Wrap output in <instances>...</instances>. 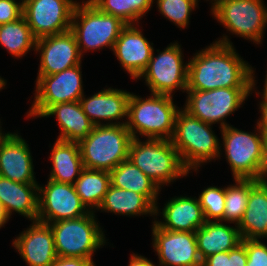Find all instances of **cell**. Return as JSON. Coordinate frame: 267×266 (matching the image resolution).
I'll use <instances>...</instances> for the list:
<instances>
[{
  "instance_id": "cell-1",
  "label": "cell",
  "mask_w": 267,
  "mask_h": 266,
  "mask_svg": "<svg viewBox=\"0 0 267 266\" xmlns=\"http://www.w3.org/2000/svg\"><path fill=\"white\" fill-rule=\"evenodd\" d=\"M229 34L188 57L187 90L252 87V66L238 53Z\"/></svg>"
},
{
  "instance_id": "cell-2",
  "label": "cell",
  "mask_w": 267,
  "mask_h": 266,
  "mask_svg": "<svg viewBox=\"0 0 267 266\" xmlns=\"http://www.w3.org/2000/svg\"><path fill=\"white\" fill-rule=\"evenodd\" d=\"M149 95L142 98L131 93L126 127L133 138L171 140L176 116L181 107L173 101L175 96L152 93Z\"/></svg>"
},
{
  "instance_id": "cell-3",
  "label": "cell",
  "mask_w": 267,
  "mask_h": 266,
  "mask_svg": "<svg viewBox=\"0 0 267 266\" xmlns=\"http://www.w3.org/2000/svg\"><path fill=\"white\" fill-rule=\"evenodd\" d=\"M213 128V125L191 116L181 106L171 142L188 171L198 174L202 166L218 160L221 139Z\"/></svg>"
},
{
  "instance_id": "cell-4",
  "label": "cell",
  "mask_w": 267,
  "mask_h": 266,
  "mask_svg": "<svg viewBox=\"0 0 267 266\" xmlns=\"http://www.w3.org/2000/svg\"><path fill=\"white\" fill-rule=\"evenodd\" d=\"M133 138L128 159L162 190L176 180L189 177L188 171L171 140Z\"/></svg>"
},
{
  "instance_id": "cell-5",
  "label": "cell",
  "mask_w": 267,
  "mask_h": 266,
  "mask_svg": "<svg viewBox=\"0 0 267 266\" xmlns=\"http://www.w3.org/2000/svg\"><path fill=\"white\" fill-rule=\"evenodd\" d=\"M126 25L120 18L101 12L89 0H80L72 14L70 31L74 34L80 54L84 57L87 52L106 48L112 51Z\"/></svg>"
},
{
  "instance_id": "cell-6",
  "label": "cell",
  "mask_w": 267,
  "mask_h": 266,
  "mask_svg": "<svg viewBox=\"0 0 267 266\" xmlns=\"http://www.w3.org/2000/svg\"><path fill=\"white\" fill-rule=\"evenodd\" d=\"M54 237L57 256L79 257L92 260L94 253L111 243L95 212L75 219L49 223Z\"/></svg>"
},
{
  "instance_id": "cell-7",
  "label": "cell",
  "mask_w": 267,
  "mask_h": 266,
  "mask_svg": "<svg viewBox=\"0 0 267 266\" xmlns=\"http://www.w3.org/2000/svg\"><path fill=\"white\" fill-rule=\"evenodd\" d=\"M132 140L126 125H95L78 142L84 168L110 172L128 159Z\"/></svg>"
},
{
  "instance_id": "cell-8",
  "label": "cell",
  "mask_w": 267,
  "mask_h": 266,
  "mask_svg": "<svg viewBox=\"0 0 267 266\" xmlns=\"http://www.w3.org/2000/svg\"><path fill=\"white\" fill-rule=\"evenodd\" d=\"M263 0H221L212 9V18L226 32L255 45H263L267 28V5Z\"/></svg>"
},
{
  "instance_id": "cell-9",
  "label": "cell",
  "mask_w": 267,
  "mask_h": 266,
  "mask_svg": "<svg viewBox=\"0 0 267 266\" xmlns=\"http://www.w3.org/2000/svg\"><path fill=\"white\" fill-rule=\"evenodd\" d=\"M251 90L252 87L186 90V101L182 108L205 123L219 124L218 128L221 130L231 125L226 119L243 107L245 101L253 95Z\"/></svg>"
},
{
  "instance_id": "cell-10",
  "label": "cell",
  "mask_w": 267,
  "mask_h": 266,
  "mask_svg": "<svg viewBox=\"0 0 267 266\" xmlns=\"http://www.w3.org/2000/svg\"><path fill=\"white\" fill-rule=\"evenodd\" d=\"M178 42H170L162 51L154 48L147 68L137 79L144 81L152 94H185L189 62H184V51Z\"/></svg>"
},
{
  "instance_id": "cell-11",
  "label": "cell",
  "mask_w": 267,
  "mask_h": 266,
  "mask_svg": "<svg viewBox=\"0 0 267 266\" xmlns=\"http://www.w3.org/2000/svg\"><path fill=\"white\" fill-rule=\"evenodd\" d=\"M233 126L228 125L220 130L222 141L218 159L225 156L233 179H254L261 161L265 136L257 125H254L255 130L252 132Z\"/></svg>"
},
{
  "instance_id": "cell-12",
  "label": "cell",
  "mask_w": 267,
  "mask_h": 266,
  "mask_svg": "<svg viewBox=\"0 0 267 266\" xmlns=\"http://www.w3.org/2000/svg\"><path fill=\"white\" fill-rule=\"evenodd\" d=\"M82 64L48 76H37L34 98L26 112V119L39 118L50 106L57 103L80 101L85 94Z\"/></svg>"
},
{
  "instance_id": "cell-13",
  "label": "cell",
  "mask_w": 267,
  "mask_h": 266,
  "mask_svg": "<svg viewBox=\"0 0 267 266\" xmlns=\"http://www.w3.org/2000/svg\"><path fill=\"white\" fill-rule=\"evenodd\" d=\"M89 213L76 193L74 184L58 183L51 179H47L45 185L38 184L37 221L49 224Z\"/></svg>"
},
{
  "instance_id": "cell-14",
  "label": "cell",
  "mask_w": 267,
  "mask_h": 266,
  "mask_svg": "<svg viewBox=\"0 0 267 266\" xmlns=\"http://www.w3.org/2000/svg\"><path fill=\"white\" fill-rule=\"evenodd\" d=\"M79 0H23V17L36 39L70 30Z\"/></svg>"
},
{
  "instance_id": "cell-15",
  "label": "cell",
  "mask_w": 267,
  "mask_h": 266,
  "mask_svg": "<svg viewBox=\"0 0 267 266\" xmlns=\"http://www.w3.org/2000/svg\"><path fill=\"white\" fill-rule=\"evenodd\" d=\"M152 248L159 266H202L195 232L168 231L151 225Z\"/></svg>"
},
{
  "instance_id": "cell-16",
  "label": "cell",
  "mask_w": 267,
  "mask_h": 266,
  "mask_svg": "<svg viewBox=\"0 0 267 266\" xmlns=\"http://www.w3.org/2000/svg\"><path fill=\"white\" fill-rule=\"evenodd\" d=\"M36 54L40 59L37 76L60 73L83 63L76 38L70 30L37 39Z\"/></svg>"
},
{
  "instance_id": "cell-17",
  "label": "cell",
  "mask_w": 267,
  "mask_h": 266,
  "mask_svg": "<svg viewBox=\"0 0 267 266\" xmlns=\"http://www.w3.org/2000/svg\"><path fill=\"white\" fill-rule=\"evenodd\" d=\"M140 24H127L114 43L112 52L118 63L135 80L145 71L153 52V42L144 36Z\"/></svg>"
},
{
  "instance_id": "cell-18",
  "label": "cell",
  "mask_w": 267,
  "mask_h": 266,
  "mask_svg": "<svg viewBox=\"0 0 267 266\" xmlns=\"http://www.w3.org/2000/svg\"><path fill=\"white\" fill-rule=\"evenodd\" d=\"M130 95L127 90L106 86L93 95L84 94L79 102L94 125H126Z\"/></svg>"
},
{
  "instance_id": "cell-19",
  "label": "cell",
  "mask_w": 267,
  "mask_h": 266,
  "mask_svg": "<svg viewBox=\"0 0 267 266\" xmlns=\"http://www.w3.org/2000/svg\"><path fill=\"white\" fill-rule=\"evenodd\" d=\"M18 235V236H17ZM11 241L12 247L28 266H50L57 254L49 224L31 221L29 227Z\"/></svg>"
},
{
  "instance_id": "cell-20",
  "label": "cell",
  "mask_w": 267,
  "mask_h": 266,
  "mask_svg": "<svg viewBox=\"0 0 267 266\" xmlns=\"http://www.w3.org/2000/svg\"><path fill=\"white\" fill-rule=\"evenodd\" d=\"M16 129L0 143V176L20 183H38L29 144Z\"/></svg>"
},
{
  "instance_id": "cell-21",
  "label": "cell",
  "mask_w": 267,
  "mask_h": 266,
  "mask_svg": "<svg viewBox=\"0 0 267 266\" xmlns=\"http://www.w3.org/2000/svg\"><path fill=\"white\" fill-rule=\"evenodd\" d=\"M169 199L164 203V207L160 208L158 204L155 206L154 222L160 228L168 231L196 232L206 222L196 196L175 195Z\"/></svg>"
},
{
  "instance_id": "cell-22",
  "label": "cell",
  "mask_w": 267,
  "mask_h": 266,
  "mask_svg": "<svg viewBox=\"0 0 267 266\" xmlns=\"http://www.w3.org/2000/svg\"><path fill=\"white\" fill-rule=\"evenodd\" d=\"M38 184L15 182L0 176V204L9 218L18 214L29 221H37Z\"/></svg>"
},
{
  "instance_id": "cell-23",
  "label": "cell",
  "mask_w": 267,
  "mask_h": 266,
  "mask_svg": "<svg viewBox=\"0 0 267 266\" xmlns=\"http://www.w3.org/2000/svg\"><path fill=\"white\" fill-rule=\"evenodd\" d=\"M54 117L60 129L56 139L79 142L95 126L83 112L79 101L57 103L50 106L39 118Z\"/></svg>"
},
{
  "instance_id": "cell-24",
  "label": "cell",
  "mask_w": 267,
  "mask_h": 266,
  "mask_svg": "<svg viewBox=\"0 0 267 266\" xmlns=\"http://www.w3.org/2000/svg\"><path fill=\"white\" fill-rule=\"evenodd\" d=\"M200 259L212 254L226 252L242 242L237 225L222 221H206L195 232Z\"/></svg>"
},
{
  "instance_id": "cell-25",
  "label": "cell",
  "mask_w": 267,
  "mask_h": 266,
  "mask_svg": "<svg viewBox=\"0 0 267 266\" xmlns=\"http://www.w3.org/2000/svg\"><path fill=\"white\" fill-rule=\"evenodd\" d=\"M242 239H267V185L250 179V193L244 216L237 225Z\"/></svg>"
},
{
  "instance_id": "cell-26",
  "label": "cell",
  "mask_w": 267,
  "mask_h": 266,
  "mask_svg": "<svg viewBox=\"0 0 267 266\" xmlns=\"http://www.w3.org/2000/svg\"><path fill=\"white\" fill-rule=\"evenodd\" d=\"M98 211L130 218L145 215L153 217L152 223L155 221V206L143 194L113 185L109 186L96 214Z\"/></svg>"
},
{
  "instance_id": "cell-27",
  "label": "cell",
  "mask_w": 267,
  "mask_h": 266,
  "mask_svg": "<svg viewBox=\"0 0 267 266\" xmlns=\"http://www.w3.org/2000/svg\"><path fill=\"white\" fill-rule=\"evenodd\" d=\"M51 168L48 179L74 184L84 169L78 142L56 139L49 154Z\"/></svg>"
},
{
  "instance_id": "cell-28",
  "label": "cell",
  "mask_w": 267,
  "mask_h": 266,
  "mask_svg": "<svg viewBox=\"0 0 267 266\" xmlns=\"http://www.w3.org/2000/svg\"><path fill=\"white\" fill-rule=\"evenodd\" d=\"M110 175L114 187L143 194L154 206L160 204L158 200L162 190L129 159L111 170Z\"/></svg>"
},
{
  "instance_id": "cell-29",
  "label": "cell",
  "mask_w": 267,
  "mask_h": 266,
  "mask_svg": "<svg viewBox=\"0 0 267 266\" xmlns=\"http://www.w3.org/2000/svg\"><path fill=\"white\" fill-rule=\"evenodd\" d=\"M36 38L22 16L13 22L0 25V47L4 48L15 59H23L36 48Z\"/></svg>"
},
{
  "instance_id": "cell-30",
  "label": "cell",
  "mask_w": 267,
  "mask_h": 266,
  "mask_svg": "<svg viewBox=\"0 0 267 266\" xmlns=\"http://www.w3.org/2000/svg\"><path fill=\"white\" fill-rule=\"evenodd\" d=\"M110 185V172L87 168L74 183L76 193L90 212L97 211Z\"/></svg>"
},
{
  "instance_id": "cell-31",
  "label": "cell",
  "mask_w": 267,
  "mask_h": 266,
  "mask_svg": "<svg viewBox=\"0 0 267 266\" xmlns=\"http://www.w3.org/2000/svg\"><path fill=\"white\" fill-rule=\"evenodd\" d=\"M101 12L120 18L126 24L140 20L154 7V0H89Z\"/></svg>"
},
{
  "instance_id": "cell-32",
  "label": "cell",
  "mask_w": 267,
  "mask_h": 266,
  "mask_svg": "<svg viewBox=\"0 0 267 266\" xmlns=\"http://www.w3.org/2000/svg\"><path fill=\"white\" fill-rule=\"evenodd\" d=\"M225 186V207L223 222L238 225L242 220L250 193V179H233Z\"/></svg>"
},
{
  "instance_id": "cell-33",
  "label": "cell",
  "mask_w": 267,
  "mask_h": 266,
  "mask_svg": "<svg viewBox=\"0 0 267 266\" xmlns=\"http://www.w3.org/2000/svg\"><path fill=\"white\" fill-rule=\"evenodd\" d=\"M153 3L159 14L180 30L189 27L191 15L199 7L198 0H154Z\"/></svg>"
},
{
  "instance_id": "cell-34",
  "label": "cell",
  "mask_w": 267,
  "mask_h": 266,
  "mask_svg": "<svg viewBox=\"0 0 267 266\" xmlns=\"http://www.w3.org/2000/svg\"><path fill=\"white\" fill-rule=\"evenodd\" d=\"M198 201L202 208L205 221H222L225 207V186L212 184L204 187L198 194Z\"/></svg>"
},
{
  "instance_id": "cell-35",
  "label": "cell",
  "mask_w": 267,
  "mask_h": 266,
  "mask_svg": "<svg viewBox=\"0 0 267 266\" xmlns=\"http://www.w3.org/2000/svg\"><path fill=\"white\" fill-rule=\"evenodd\" d=\"M248 256L246 266H267V244L261 240L245 239Z\"/></svg>"
},
{
  "instance_id": "cell-36",
  "label": "cell",
  "mask_w": 267,
  "mask_h": 266,
  "mask_svg": "<svg viewBox=\"0 0 267 266\" xmlns=\"http://www.w3.org/2000/svg\"><path fill=\"white\" fill-rule=\"evenodd\" d=\"M23 16V0H0V25Z\"/></svg>"
},
{
  "instance_id": "cell-37",
  "label": "cell",
  "mask_w": 267,
  "mask_h": 266,
  "mask_svg": "<svg viewBox=\"0 0 267 266\" xmlns=\"http://www.w3.org/2000/svg\"><path fill=\"white\" fill-rule=\"evenodd\" d=\"M247 260L245 239H242L235 248L227 251V266H246Z\"/></svg>"
},
{
  "instance_id": "cell-38",
  "label": "cell",
  "mask_w": 267,
  "mask_h": 266,
  "mask_svg": "<svg viewBox=\"0 0 267 266\" xmlns=\"http://www.w3.org/2000/svg\"><path fill=\"white\" fill-rule=\"evenodd\" d=\"M254 181L261 185H267V139H265L262 147L261 161Z\"/></svg>"
},
{
  "instance_id": "cell-39",
  "label": "cell",
  "mask_w": 267,
  "mask_h": 266,
  "mask_svg": "<svg viewBox=\"0 0 267 266\" xmlns=\"http://www.w3.org/2000/svg\"><path fill=\"white\" fill-rule=\"evenodd\" d=\"M94 264L92 260L86 258L57 256L50 266H93Z\"/></svg>"
},
{
  "instance_id": "cell-40",
  "label": "cell",
  "mask_w": 267,
  "mask_h": 266,
  "mask_svg": "<svg viewBox=\"0 0 267 266\" xmlns=\"http://www.w3.org/2000/svg\"><path fill=\"white\" fill-rule=\"evenodd\" d=\"M261 98V100H260ZM257 103H258V113H260V116L256 120V124L258 129L262 132V134L265 136V139H267V98L260 97Z\"/></svg>"
},
{
  "instance_id": "cell-41",
  "label": "cell",
  "mask_w": 267,
  "mask_h": 266,
  "mask_svg": "<svg viewBox=\"0 0 267 266\" xmlns=\"http://www.w3.org/2000/svg\"><path fill=\"white\" fill-rule=\"evenodd\" d=\"M202 266H227V251L208 256L202 261Z\"/></svg>"
},
{
  "instance_id": "cell-42",
  "label": "cell",
  "mask_w": 267,
  "mask_h": 266,
  "mask_svg": "<svg viewBox=\"0 0 267 266\" xmlns=\"http://www.w3.org/2000/svg\"><path fill=\"white\" fill-rule=\"evenodd\" d=\"M128 266H159L156 265V263L152 262L148 257H145V255H141L139 253L130 254L129 260H128Z\"/></svg>"
},
{
  "instance_id": "cell-43",
  "label": "cell",
  "mask_w": 267,
  "mask_h": 266,
  "mask_svg": "<svg viewBox=\"0 0 267 266\" xmlns=\"http://www.w3.org/2000/svg\"><path fill=\"white\" fill-rule=\"evenodd\" d=\"M255 71H256V68L252 67V90H251V92L257 95L256 98H259V97L267 98V69L265 71L266 75H265V78H264V81H263L264 82V86L262 87L263 89H261L263 92L257 86V84H258L257 81L258 80H256L257 76H256V72Z\"/></svg>"
},
{
  "instance_id": "cell-44",
  "label": "cell",
  "mask_w": 267,
  "mask_h": 266,
  "mask_svg": "<svg viewBox=\"0 0 267 266\" xmlns=\"http://www.w3.org/2000/svg\"><path fill=\"white\" fill-rule=\"evenodd\" d=\"M10 220L8 214L6 213L4 207L0 204V229L5 228V224Z\"/></svg>"
},
{
  "instance_id": "cell-45",
  "label": "cell",
  "mask_w": 267,
  "mask_h": 266,
  "mask_svg": "<svg viewBox=\"0 0 267 266\" xmlns=\"http://www.w3.org/2000/svg\"><path fill=\"white\" fill-rule=\"evenodd\" d=\"M2 119L0 118V143H1V141L10 133V131H8L7 132V130H6V132H5V129L2 127V125H3V123H2V121H1ZM2 123V124H1ZM4 130V131H3Z\"/></svg>"
},
{
  "instance_id": "cell-46",
  "label": "cell",
  "mask_w": 267,
  "mask_h": 266,
  "mask_svg": "<svg viewBox=\"0 0 267 266\" xmlns=\"http://www.w3.org/2000/svg\"><path fill=\"white\" fill-rule=\"evenodd\" d=\"M7 87V80L0 76V91Z\"/></svg>"
},
{
  "instance_id": "cell-47",
  "label": "cell",
  "mask_w": 267,
  "mask_h": 266,
  "mask_svg": "<svg viewBox=\"0 0 267 266\" xmlns=\"http://www.w3.org/2000/svg\"><path fill=\"white\" fill-rule=\"evenodd\" d=\"M201 0H198V2H200ZM204 1H209V4L211 5V8L212 9L218 2H220L221 0H204Z\"/></svg>"
}]
</instances>
